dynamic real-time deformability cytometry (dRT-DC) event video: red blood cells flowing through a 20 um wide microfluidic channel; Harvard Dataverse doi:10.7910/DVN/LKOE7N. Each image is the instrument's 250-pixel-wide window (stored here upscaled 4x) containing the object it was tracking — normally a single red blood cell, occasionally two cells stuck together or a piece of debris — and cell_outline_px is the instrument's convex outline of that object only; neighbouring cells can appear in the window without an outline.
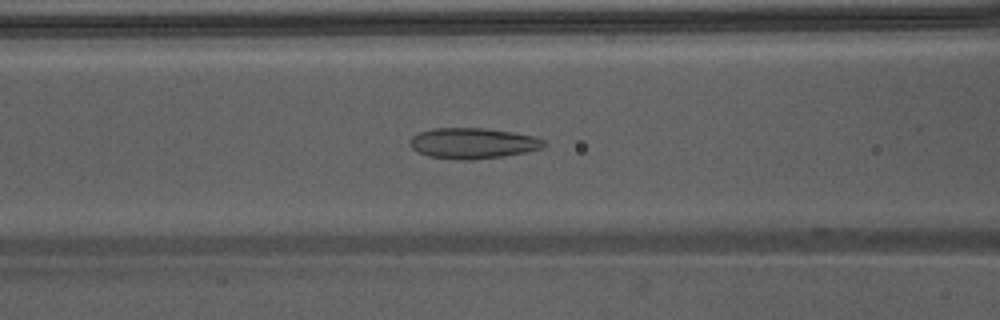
{"species": "Egyptian fruit bat (a non-hibernating species)", "species_latin": "Rousettus aegyptiacus", "temperature_condition": "warm", "stored_images_in_passage": 33, "camera_frame_rate_fps": 3000, "um_per_image_px": 0.085, "animal": {"sex": "male"}, "frame": {"image": 1, "passage_image": 6, "time_ms": 1.667, "image_size_px": [1000, 320], "cell_outline_px": [[548, 144], [540, 148], [524, 152], [504, 156], [468, 160], [460, 160], [428, 156], [416, 152], [408, 144], [408, 140], [412, 136], [420, 132], [432, 128], [484, 128], [512, 132], [532, 136], [544, 140]], "centroid_in_image_um": [40.13, 12.17], "position_along_channel_um": 126.5, "area_um2": 23.99}}
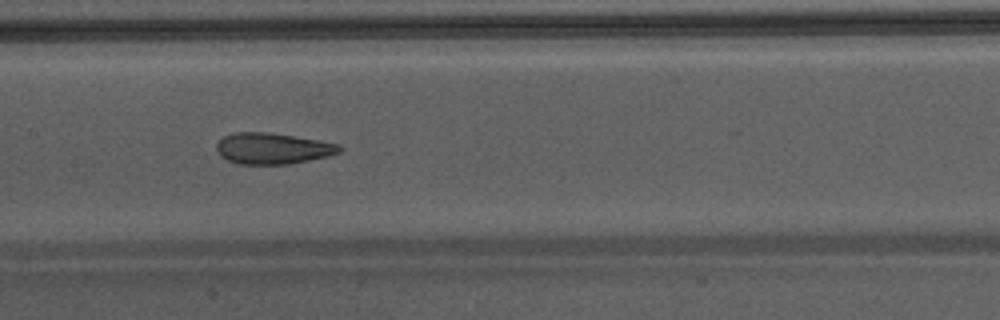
{"frame": {"image": 2, "passage_image": 10, "time_ms": 3.0, "image_size_px": [1000, 320], "cell_outline_px": [[344, 148], [340, 152], [328, 156], [288, 164], [240, 164], [228, 160], [220, 156], [216, 148], [216, 144], [224, 136], [232, 132], [268, 132], [340, 144]], "centroid_in_image_um": [23.16, 12.62], "position_along_channel_um": 184.2, "area_um2": 22.2}, "authors_computed_cell_mechanics": {"area_um2": 23.1778, "velocity_mm_per_s": 4.3314, "shape_relaxation_time_tau1_ms": 8.8441, "shape_relaxation_time_tau2_ms": 1.4152, "deformation_change_tau1": 0.2198, "deformation_change_tau2": 0.1045}}